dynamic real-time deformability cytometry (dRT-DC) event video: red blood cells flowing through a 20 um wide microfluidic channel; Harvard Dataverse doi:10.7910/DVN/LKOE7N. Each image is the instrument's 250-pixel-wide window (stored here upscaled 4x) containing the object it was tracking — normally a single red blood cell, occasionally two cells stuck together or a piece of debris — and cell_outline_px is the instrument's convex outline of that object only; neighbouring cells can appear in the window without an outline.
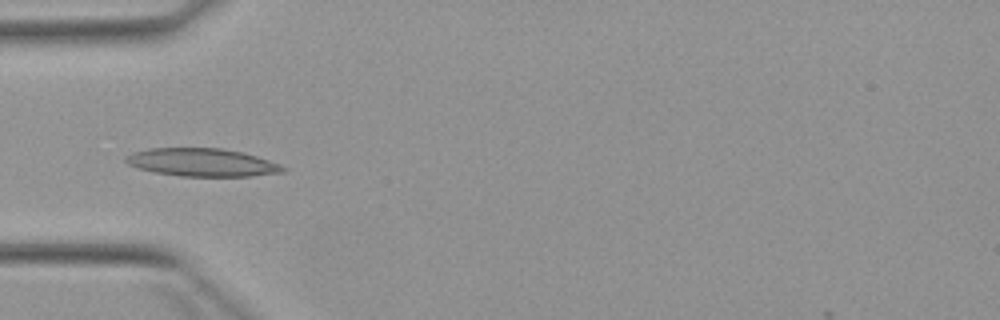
{"species": "Egyptian fruit bat (a non-hibernating species)", "species_latin": "Rousettus aegyptiacus", "temperature_condition": "warm", "stored_images_in_passage": 4, "camera_frame_rate_fps": 3000, "um_per_image_px": 0.085, "animal": {"sex": "female"}, "frame": {"image": 1, "passage_image": 4, "time_ms": 3.667, "image_size_px": [1000, 320], "cell_outline_px": [[288, 168], [284, 172], [252, 176], [180, 176], [156, 172], [136, 168], [128, 164], [124, 160], [124, 156], [132, 152], [148, 148], [220, 148], [240, 152], [256, 156], [280, 164]], "centroid_in_image_um": [17.15, 13.8], "position_along_channel_um": 67.9, "area_um2": 25.66}}